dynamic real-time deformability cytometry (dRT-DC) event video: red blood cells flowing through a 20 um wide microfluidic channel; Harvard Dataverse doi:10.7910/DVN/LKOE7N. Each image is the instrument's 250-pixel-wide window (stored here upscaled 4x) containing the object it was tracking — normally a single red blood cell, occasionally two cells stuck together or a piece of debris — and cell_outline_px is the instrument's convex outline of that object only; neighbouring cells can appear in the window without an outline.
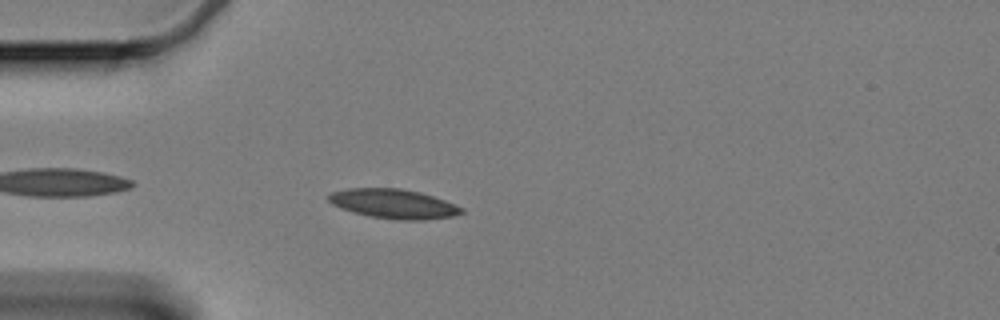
{"species": "Egyptian fruit bat (a non-hibernating species)", "species_latin": "Rousettus aegyptiacus", "temperature_condition": "cold", "stored_images_in_passage": 48, "camera_frame_rate_fps": 3000, "um_per_image_px": 0.085, "animal": {"sex": "female"}, "frame": {"image": 1, "passage_image": 4, "time_ms": 1.0, "image_size_px": [1000, 320], "cell_outline_px": [[464, 212], [452, 216], [424, 220], [400, 220], [372, 216], [356, 212], [332, 204], [328, 200], [328, 196], [332, 192], [348, 188], [400, 188], [420, 192], [444, 200], [464, 208]], "centroid_in_image_um": [33.49, 17.31], "position_along_channel_um": 51.5, "area_um2": 22.43}}
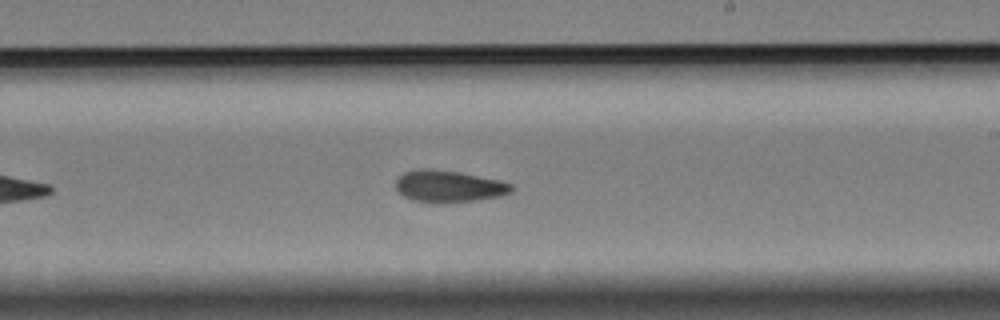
{"frame": {"image": 2, "passage_image": 23, "time_ms": 7.333, "image_size_px": [1000, 320], "cell_outline_px": [[516, 188], [512, 192], [500, 196], [472, 200], [440, 204], [412, 200], [404, 196], [396, 188], [396, 180], [404, 172], [420, 168], [428, 168], [460, 172], [500, 180], [512, 184]], "centroid_in_image_um": [38.16, 15.83], "position_along_channel_um": 250.8, "area_um2": 21.62}}
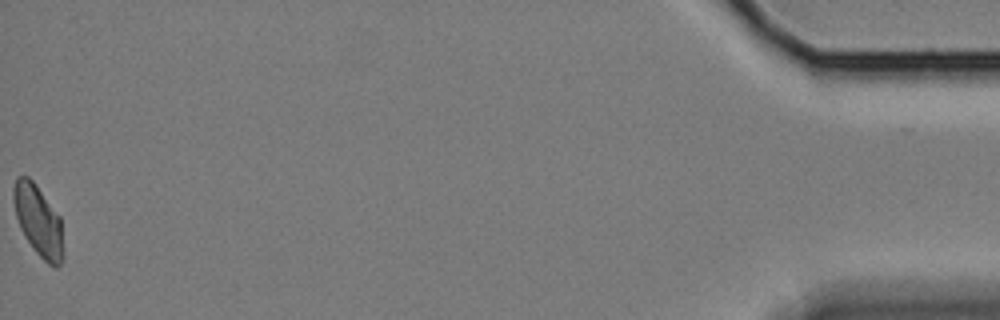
{"frame": {"image": 3, "passage_image": 48, "time_ms": 15.667, "image_size_px": [1000, 320], "cell_outline_px": [[64, 256], [60, 264], [56, 268], [48, 264], [36, 252], [20, 228], [16, 216], [12, 196], [12, 188], [16, 176], [28, 176], [36, 184], [60, 216], [64, 252]], "centroid_in_image_um": [3.26, 18.74], "position_along_channel_um": 431.9, "area_um2": 20.69}, "authors_computed_cell_mechanics": {"area_um2": 21.1259, "velocity_mm_per_s": 3.3053, "shape_relaxation_time_tau1_ms": null, "shape_relaxation_time_tau2_ms": 4.7035, "deformation_change_tau1": null, "deformation_change_tau2": 0.0946}}